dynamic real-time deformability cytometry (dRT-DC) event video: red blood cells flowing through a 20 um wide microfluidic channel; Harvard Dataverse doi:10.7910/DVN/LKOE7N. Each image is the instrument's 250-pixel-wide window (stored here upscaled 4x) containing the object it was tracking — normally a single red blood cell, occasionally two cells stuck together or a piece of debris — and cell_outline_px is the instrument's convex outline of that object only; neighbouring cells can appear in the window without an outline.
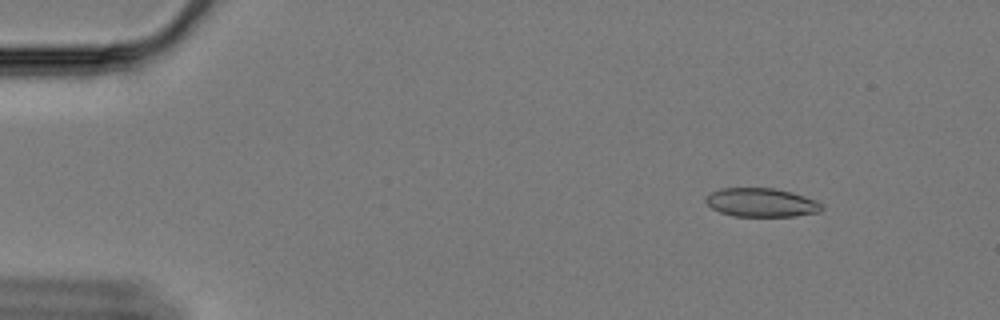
{"species": "Egyptian fruit bat (a non-hibernating species)", "species_latin": "Rousettus aegyptiacus", "temperature_condition": "cold", "stored_images_in_passage": 61, "camera_frame_rate_fps": 3000, "um_per_image_px": 0.085, "animal": {"sex": "female"}, "frame": {"image": 1, "passage_image": 8, "time_ms": 2.333, "image_size_px": [1000, 320], "cell_outline_px": [[824, 208], [820, 212], [796, 216], [732, 216], [720, 212], [712, 208], [704, 200], [704, 196], [720, 188], [772, 188], [792, 192], [816, 200], [824, 204]], "centroid_in_image_um": [64.73, 17.21], "position_along_channel_um": 20.3, "area_um2": 19.59}}
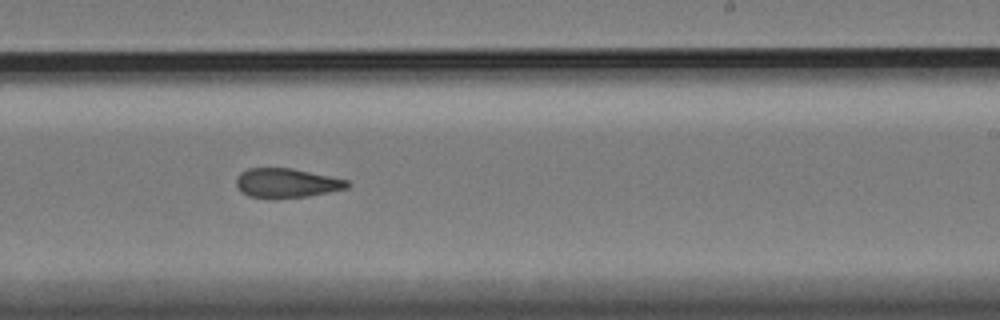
{"frame": {"image": 2, "passage_image": 38, "time_ms": 12.333, "image_size_px": [1000, 320], "cell_outline_px": [[352, 184], [348, 188], [308, 196], [276, 200], [268, 200], [248, 196], [236, 184], [236, 176], [240, 172], [248, 168], [292, 168], [348, 180]], "centroid_in_image_um": [24.35, 15.58], "position_along_channel_um": 264.7, "area_um2": 19.36}}
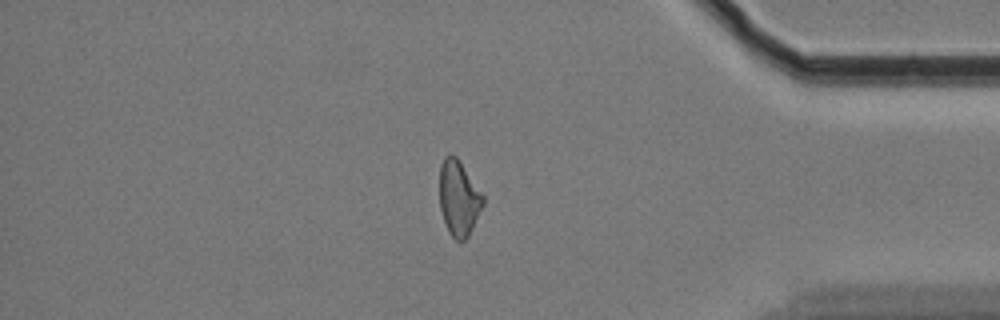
{"frame": {"image": 3, "passage_image": 52, "time_ms": 17.0, "image_size_px": [1000, 320], "cell_outline_px": [[484, 204], [468, 236], [464, 240], [456, 240], [448, 232], [440, 208], [440, 164], [444, 156], [456, 156], [460, 160], [484, 196]], "centroid_in_image_um": [39.0, 16.83], "position_along_channel_um": 396.2, "area_um2": 18.96}, "authors_computed_cell_mechanics": {"area_um2": 19.7098, "velocity_mm_per_s": 3.3558, "shape_relaxation_time_tau1_ms": null, "shape_relaxation_time_tau2_ms": 3.8939, "deformation_change_tau1": null, "deformation_change_tau2": 0.1209}}